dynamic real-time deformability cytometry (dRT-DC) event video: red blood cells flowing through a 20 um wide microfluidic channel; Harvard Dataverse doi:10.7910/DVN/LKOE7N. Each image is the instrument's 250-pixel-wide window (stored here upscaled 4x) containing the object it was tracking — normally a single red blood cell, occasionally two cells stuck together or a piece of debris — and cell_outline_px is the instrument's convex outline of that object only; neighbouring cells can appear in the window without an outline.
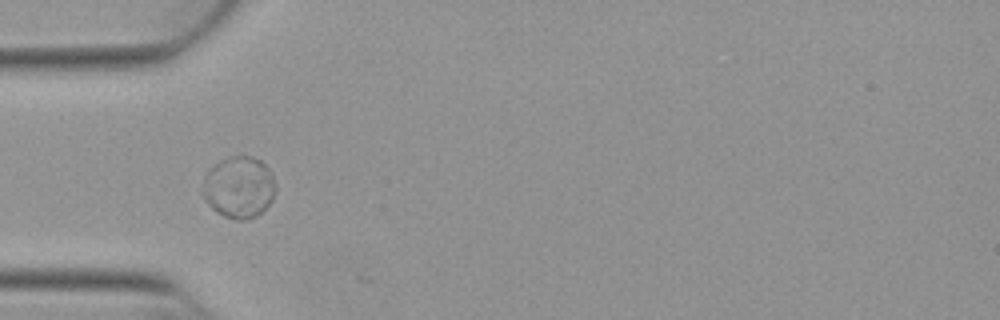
{"species": "Egyptian fruit bat (a non-hibernating species)", "species_latin": "Rousettus aegyptiacus", "temperature_condition": "warm", "stored_images_in_passage": 2, "camera_frame_rate_fps": 3000, "um_per_image_px": 0.085, "animal": {"sex": "female"}, "frame": {"image": 1, "passage_image": 1, "time_ms": 0.0, "image_size_px": [1000, 320], "cell_outline_px": [[276, 192], [272, 200], [256, 216], [244, 220], [236, 220], [224, 216], [216, 212], [204, 200], [200, 192], [204, 176], [208, 168], [220, 160], [228, 156], [252, 156], [260, 160], [268, 168], [272, 176], [276, 188]], "centroid_in_image_um": [20.26, 15.91], "position_along_channel_um": 64.7, "area_um2": 26.59}}